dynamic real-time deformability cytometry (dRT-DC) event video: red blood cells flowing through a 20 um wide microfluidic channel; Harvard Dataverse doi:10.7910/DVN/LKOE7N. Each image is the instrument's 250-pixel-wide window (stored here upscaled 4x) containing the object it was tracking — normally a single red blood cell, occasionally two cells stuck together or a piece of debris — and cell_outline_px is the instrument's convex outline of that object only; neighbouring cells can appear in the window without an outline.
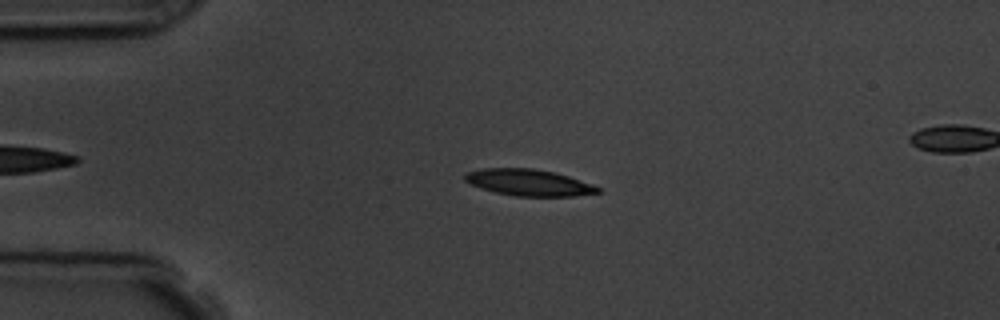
{"species": "common noctule bat (a hibernating species)", "species_latin": "Nyctalus noctula", "temperature_condition": "room temperature", "stored_images_in_passage": 4, "camera_frame_rate_fps": 3000, "um_per_image_px": 0.085, "animal": {"sex": "male", "body_mass_g": 19.5, "forearm_length_mm": 54.6}, "frame": {"image": 1, "passage_image": 2, "time_ms": 1.333, "image_size_px": [1000, 320], "cell_outline_px": [[600, 192], [572, 196], [516, 196], [496, 192], [480, 188], [464, 180], [464, 172], [480, 168], [532, 168], [556, 172], [592, 184], [600, 188]], "centroid_in_image_um": [44.9, 15.5], "position_along_channel_um": 40.1, "area_um2": 20.52}}